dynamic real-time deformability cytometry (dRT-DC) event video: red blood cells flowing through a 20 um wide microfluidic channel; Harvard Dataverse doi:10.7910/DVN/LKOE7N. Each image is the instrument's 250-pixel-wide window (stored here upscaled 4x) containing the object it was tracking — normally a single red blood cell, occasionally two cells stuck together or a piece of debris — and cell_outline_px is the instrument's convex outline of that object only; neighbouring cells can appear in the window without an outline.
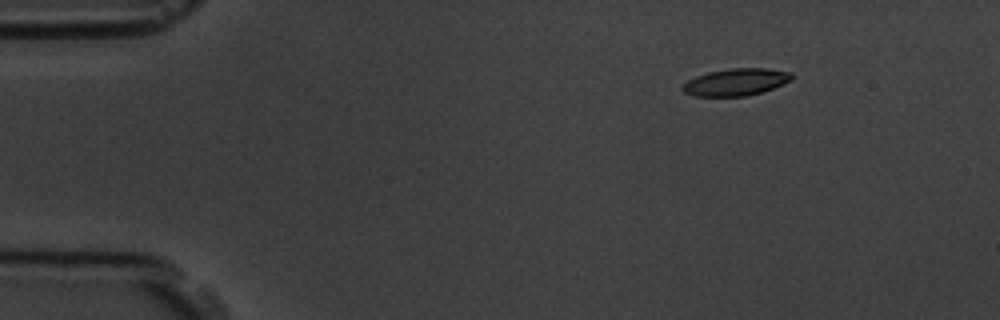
{"species": "common noctule bat (a hibernating species)", "species_latin": "Nyctalus noctula", "temperature_condition": "room temperature", "stored_images_in_passage": 9, "camera_frame_rate_fps": 3000, "um_per_image_px": 0.085, "animal": {"sex": "male", "body_mass_g": 19.5, "forearm_length_mm": 54.6}, "frame": {"image": 1, "passage_image": 1, "time_ms": 0.0, "image_size_px": [1000, 320], "cell_outline_px": [[792, 80], [772, 88], [748, 96], [692, 96], [684, 92], [680, 88], [688, 80], [696, 76], [708, 72], [732, 68], [768, 68], [792, 72]], "centroid_in_image_um": [62.54, 6.97], "position_along_channel_um": 22.5, "area_um2": 17.22}}
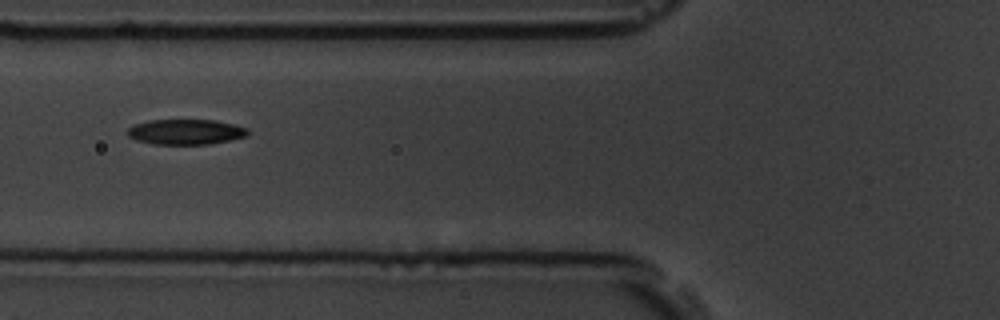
{"frame": {"image": 2, "passage_image": 5, "time_ms": 4.667, "image_size_px": [1000, 320], "cell_outline_px": [[248, 136], [232, 140], [208, 144], [152, 144], [136, 140], [128, 136], [128, 128], [132, 124], [148, 120], [216, 120], [248, 128]], "centroid_in_image_um": [15.78, 11.21], "position_along_channel_um": 110.0, "area_um2": 17.86}}
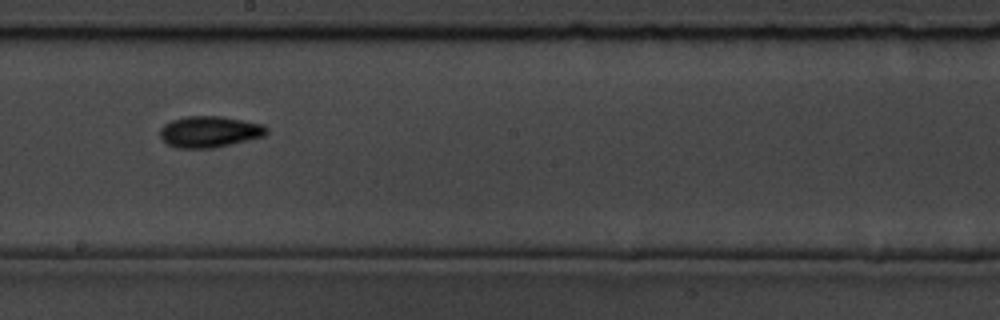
{"frame": {"image": 3, "passage_image": 8, "time_ms": 8.0, "image_size_px": [1000, 320], "cell_outline_px": [[268, 132], [264, 136], [212, 148], [176, 148], [160, 140], [160, 128], [164, 124], [172, 120], [184, 116], [220, 116], [244, 120], [264, 124], [268, 128]], "centroid_in_image_um": [17.79, 11.19], "position_along_channel_um": 230.4, "area_um2": 19.54}}